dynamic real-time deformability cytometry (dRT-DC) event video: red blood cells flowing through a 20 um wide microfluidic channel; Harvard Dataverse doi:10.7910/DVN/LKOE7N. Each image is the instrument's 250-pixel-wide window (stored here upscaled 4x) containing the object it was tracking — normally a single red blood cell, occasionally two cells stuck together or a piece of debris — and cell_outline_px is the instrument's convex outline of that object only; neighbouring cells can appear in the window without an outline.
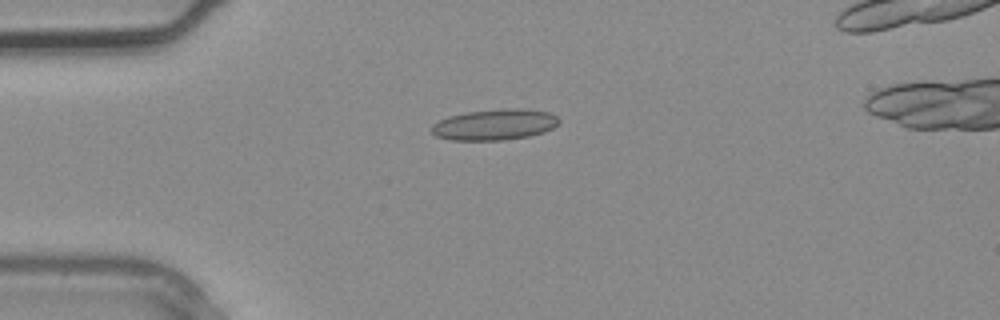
{"species": "common noctule bat (a hibernating species)", "species_latin": "Nyctalus noctula", "temperature_condition": "warm", "stored_images_in_passage": 2, "camera_frame_rate_fps": 3000, "um_per_image_px": 0.085, "animal": {"sex": "male", "body_mass_g": 20.4}, "frame": {"image": 1, "passage_image": 2, "time_ms": 0.333, "image_size_px": [1000, 320], "cell_outline_px": [[560, 120], [552, 128], [544, 132], [528, 136], [504, 140], [452, 140], [436, 136], [432, 132], [432, 124], [448, 116], [468, 112], [504, 108], [524, 108], [548, 112], [556, 116]], "centroid_in_image_um": [42.05, 10.58], "position_along_channel_um": 43.0, "area_um2": 22.89}}